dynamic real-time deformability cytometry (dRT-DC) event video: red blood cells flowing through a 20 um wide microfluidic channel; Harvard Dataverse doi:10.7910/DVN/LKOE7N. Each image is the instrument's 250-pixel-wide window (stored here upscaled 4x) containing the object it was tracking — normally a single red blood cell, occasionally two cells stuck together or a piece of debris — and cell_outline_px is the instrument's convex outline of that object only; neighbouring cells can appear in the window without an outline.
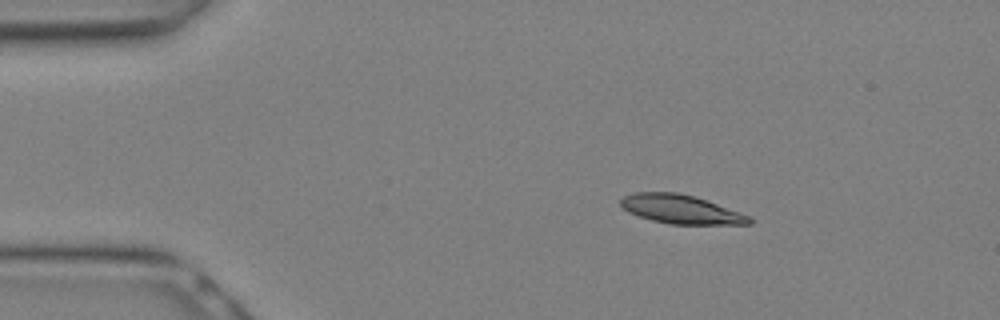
{"species": "Egyptian fruit bat (a non-hibernating species)", "species_latin": "Rousettus aegyptiacus", "temperature_condition": "warm", "stored_images_in_passage": 8, "camera_frame_rate_fps": 3000, "um_per_image_px": 0.085, "animal": {"sex": "female"}, "frame": {"image": 1, "passage_image": 1, "time_ms": 0.0, "image_size_px": [1000, 320], "cell_outline_px": [[752, 224], [672, 224], [652, 220], [628, 212], [620, 204], [620, 200], [624, 196], [636, 192], [676, 192], [692, 196], [752, 216]], "centroid_in_image_um": [57.88, 17.79], "position_along_channel_um": 27.1, "area_um2": 21.27}}
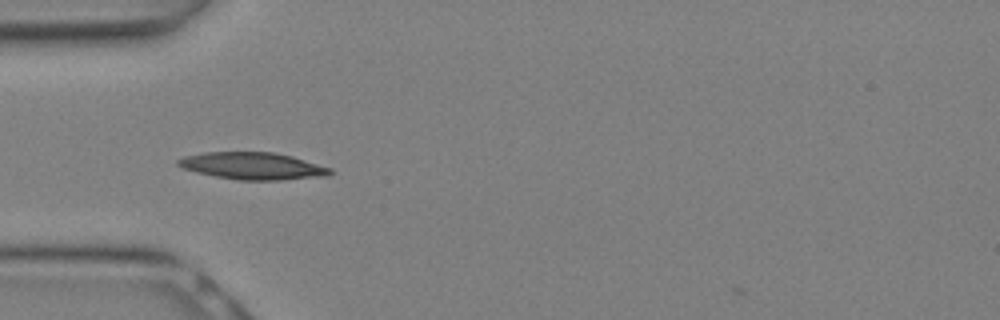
{"frame": {"image": 2, "passage_image": 5, "time_ms": 1.333, "image_size_px": [1000, 320], "cell_outline_px": [[332, 172], [328, 176], [280, 180], [240, 180], [216, 176], [196, 172], [184, 168], [176, 164], [176, 160], [184, 156], [204, 152], [272, 152], [292, 156], [332, 168]], "centroid_in_image_um": [21.49, 14.1], "position_along_channel_um": 63.5, "area_um2": 23.99}}
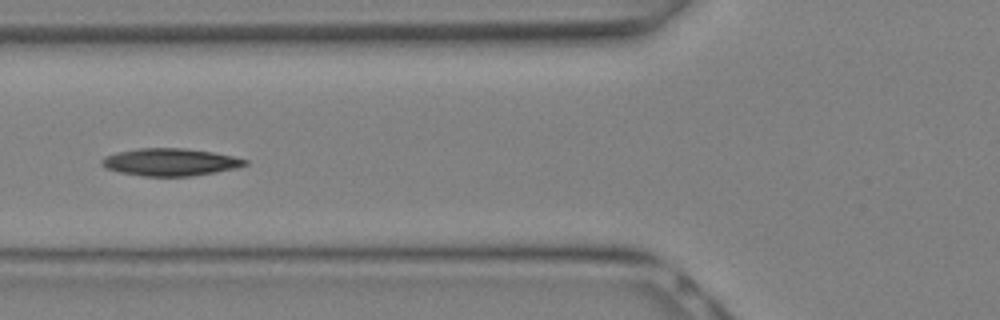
{"frame": {"image": 3, "passage_image": 7, "time_ms": 2.0, "image_size_px": [1000, 320], "cell_outline_px": [[248, 164], [236, 168], [188, 176], [144, 176], [120, 172], [104, 168], [100, 164], [100, 160], [104, 156], [116, 152], [136, 148], [184, 148], [212, 152], [232, 156], [248, 160]], "centroid_in_image_um": [14.4, 13.77], "position_along_channel_um": 111.4, "area_um2": 22.83}}